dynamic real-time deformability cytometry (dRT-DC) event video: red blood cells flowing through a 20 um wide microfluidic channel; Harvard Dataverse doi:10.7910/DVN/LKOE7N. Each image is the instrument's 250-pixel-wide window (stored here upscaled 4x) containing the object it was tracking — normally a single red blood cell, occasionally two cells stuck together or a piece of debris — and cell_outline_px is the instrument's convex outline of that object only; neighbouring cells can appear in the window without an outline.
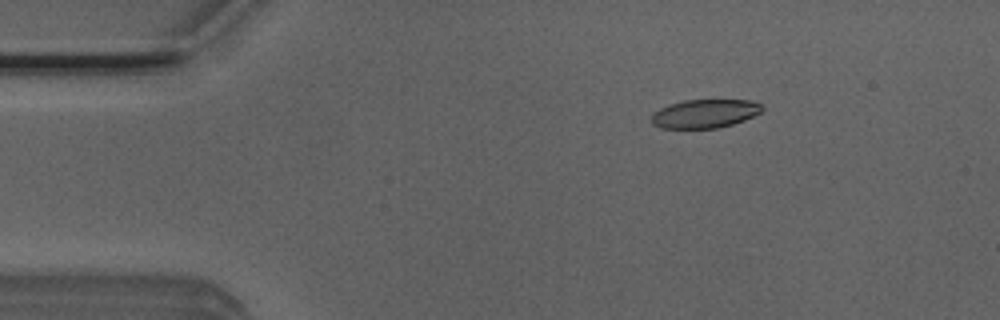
{"species": "Egyptian fruit bat (a non-hibernating species)", "species_latin": "Rousettus aegyptiacus", "temperature_condition": "room temperature", "stored_images_in_passage": 3, "camera_frame_rate_fps": 3000, "um_per_image_px": 0.085, "animal": {"sex": "male"}, "frame": {"image": 1, "passage_image": 1, "time_ms": 0.0, "image_size_px": [1000, 320], "cell_outline_px": [[764, 108], [760, 112], [744, 120], [732, 124], [716, 128], [660, 128], [652, 124], [652, 112], [668, 104], [684, 100], [752, 100], [760, 104]], "centroid_in_image_um": [59.88, 9.65], "position_along_channel_um": 25.1, "area_um2": 18.44}}